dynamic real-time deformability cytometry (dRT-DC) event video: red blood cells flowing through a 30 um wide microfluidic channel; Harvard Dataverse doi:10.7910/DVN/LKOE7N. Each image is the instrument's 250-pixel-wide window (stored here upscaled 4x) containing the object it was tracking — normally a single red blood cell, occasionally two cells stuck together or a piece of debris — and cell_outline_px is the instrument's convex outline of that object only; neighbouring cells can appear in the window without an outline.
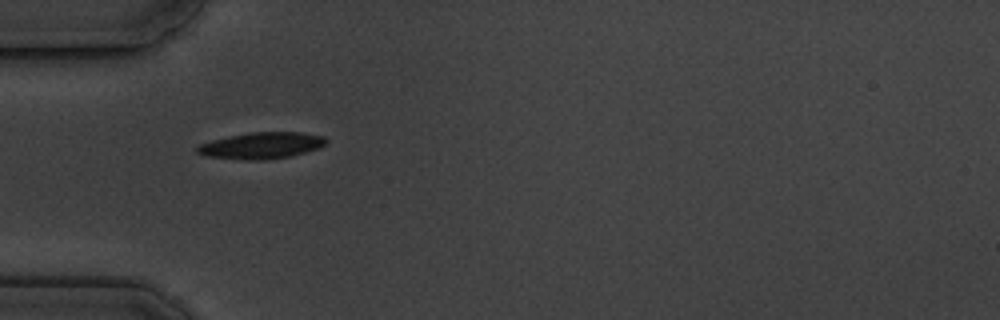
{"species": "common noctule bat (a hibernating species)", "species_latin": "Nyctalus noctula", "temperature_condition": "cold", "stored_images_in_passage": 2, "camera_frame_rate_fps": 3000, "um_per_image_px": 0.085, "animal": {"sex": "male", "body_mass_g": 19.5, "forearm_length_mm": 54.6}, "frame": {"image": 1, "passage_image": 1, "time_ms": 0.0, "image_size_px": [1000, 320], "cell_outline_px": [[328, 140], [320, 148], [288, 156], [264, 160], [248, 160], [208, 156], [196, 152], [196, 148], [200, 144], [212, 140], [248, 132], [300, 132], [324, 136]], "centroid_in_image_um": [22.24, 12.36], "position_along_channel_um": 62.8, "area_um2": 19.65}}